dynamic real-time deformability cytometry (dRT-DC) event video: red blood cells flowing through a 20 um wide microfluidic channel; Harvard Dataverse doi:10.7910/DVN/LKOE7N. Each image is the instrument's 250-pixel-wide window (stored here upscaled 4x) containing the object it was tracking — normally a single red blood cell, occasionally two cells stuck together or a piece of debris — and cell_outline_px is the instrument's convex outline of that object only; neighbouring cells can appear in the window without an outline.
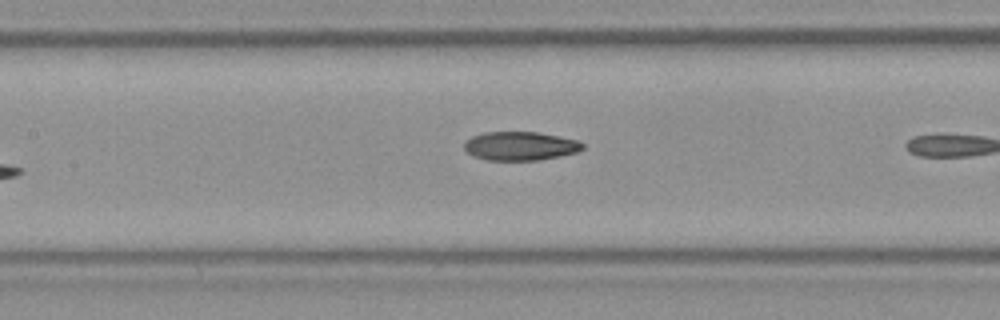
{"species": "Egyptian fruit bat (a non-hibernating species)", "species_latin": "Rousettus aegyptiacus", "temperature_condition": "room temperature", "stored_images_in_passage": 9, "camera_frame_rate_fps": 3000, "um_per_image_px": 0.085, "frame": {"image": 1, "passage_image": 6, "time_ms": 1.667, "image_size_px": [1000, 320], "cell_outline_px": [[584, 148], [576, 152], [560, 156], [540, 160], [488, 160], [472, 156], [464, 148], [464, 140], [472, 136], [484, 132], [536, 132], [576, 140], [584, 144]], "centroid_in_image_um": [44.18, 12.41], "position_along_channel_um": 163.2, "area_um2": 19.77}}
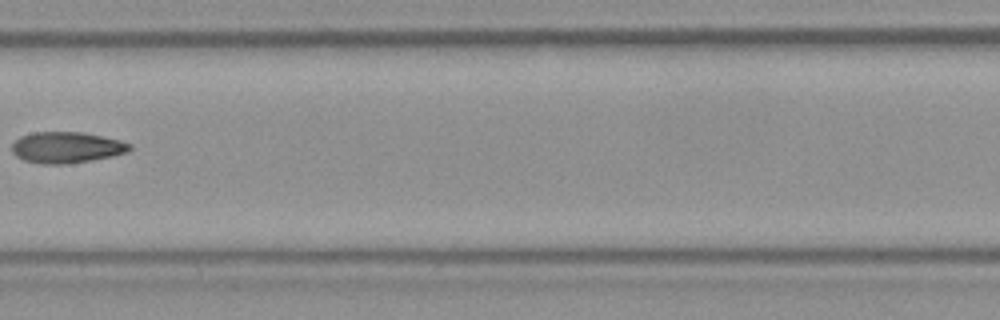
{"frame": {"image": 2, "passage_image": 8, "time_ms": 2.333, "image_size_px": [1000, 320], "cell_outline_px": [[132, 148], [128, 152], [112, 156], [92, 160], [64, 164], [40, 164], [24, 160], [16, 156], [12, 152], [12, 144], [20, 136], [32, 132], [84, 132], [120, 140], [132, 144]], "centroid_in_image_um": [5.66, 12.53], "position_along_channel_um": 201.7, "area_um2": 21.5}}
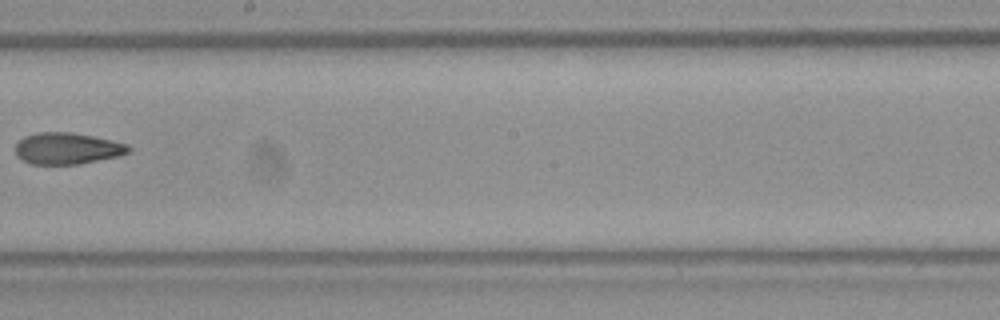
{"frame": {"image": 3, "passage_image": 9, "time_ms": 2.667, "image_size_px": [1000, 320], "cell_outline_px": [[132, 152], [120, 156], [80, 164], [32, 164], [16, 156], [16, 144], [24, 136], [36, 132], [72, 132], [112, 140], [128, 144], [132, 148]], "centroid_in_image_um": [5.76, 12.61], "position_along_channel_um": 242.4, "area_um2": 20.98}}